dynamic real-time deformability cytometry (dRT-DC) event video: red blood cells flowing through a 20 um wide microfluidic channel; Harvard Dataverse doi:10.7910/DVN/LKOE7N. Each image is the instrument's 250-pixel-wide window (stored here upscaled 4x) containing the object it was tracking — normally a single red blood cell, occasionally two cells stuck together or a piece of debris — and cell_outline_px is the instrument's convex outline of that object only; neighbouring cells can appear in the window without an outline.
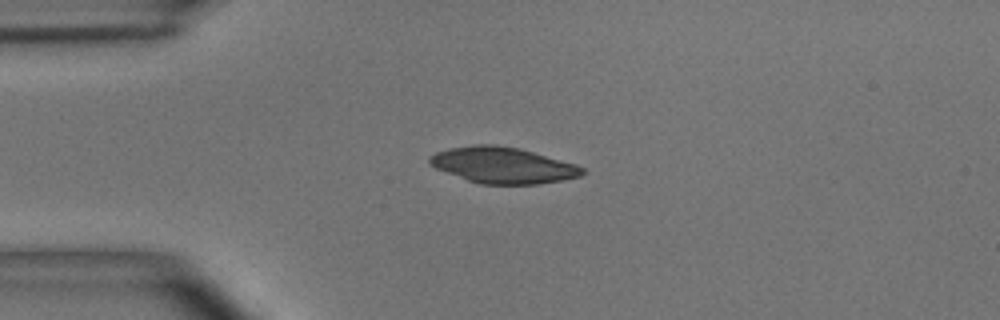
{"species": "common noctule bat (a hibernating species)", "species_latin": "Nyctalus noctula", "temperature_condition": "room temperature", "stored_images_in_passage": 42, "camera_frame_rate_fps": 3000, "um_per_image_px": 0.085, "animal": {"sex": "male", "body_mass_g": 15.6}, "frame": {"image": 1, "passage_image": 1, "time_ms": 0.0, "image_size_px": [1000, 320], "cell_outline_px": [[588, 172], [580, 176], [564, 180], [540, 184], [480, 184], [468, 180], [436, 168], [428, 164], [428, 156], [436, 152], [448, 148], [472, 144], [496, 144], [520, 148], [576, 164], [584, 168]], "centroid_in_image_um": [42.75, 14.03], "position_along_channel_um": 42.2, "area_um2": 32.43}}
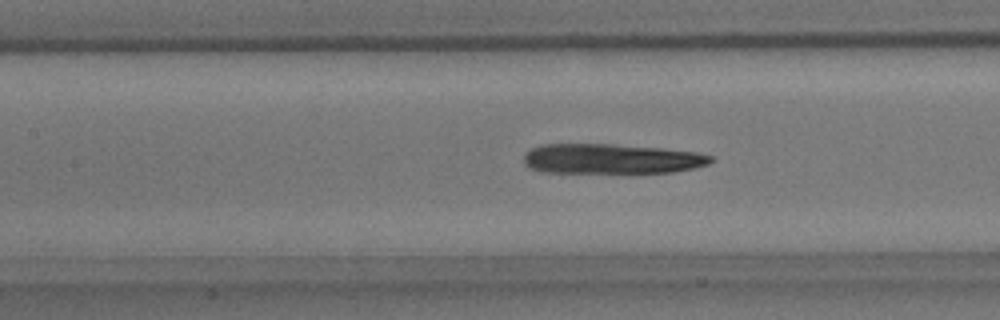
{"frame": {"image": 2, "passage_image": 12, "time_ms": 3.667, "image_size_px": [1000, 320], "cell_outline_px": [[716, 160], [708, 164], [696, 168], [672, 172], [544, 172], [528, 168], [524, 164], [524, 152], [540, 144], [612, 144], [664, 148], [696, 152], [712, 156]], "centroid_in_image_um": [51.97, 13.49], "position_along_channel_um": 155.4, "area_um2": 32.83}}
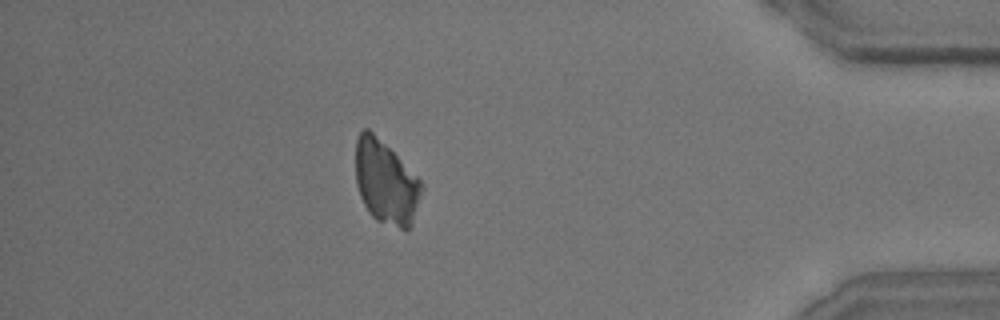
{"frame": {"image": 3, "passage_image": 36, "time_ms": 11.667, "image_size_px": [1000, 320], "cell_outline_px": [[424, 188], [412, 224], [408, 228], [400, 228], [376, 220], [368, 212], [360, 196], [356, 184], [356, 140], [360, 132], [364, 128], [368, 128], [424, 184]], "centroid_in_image_um": [32.79, 15.52], "position_along_channel_um": 402.4, "area_um2": 31.67}}